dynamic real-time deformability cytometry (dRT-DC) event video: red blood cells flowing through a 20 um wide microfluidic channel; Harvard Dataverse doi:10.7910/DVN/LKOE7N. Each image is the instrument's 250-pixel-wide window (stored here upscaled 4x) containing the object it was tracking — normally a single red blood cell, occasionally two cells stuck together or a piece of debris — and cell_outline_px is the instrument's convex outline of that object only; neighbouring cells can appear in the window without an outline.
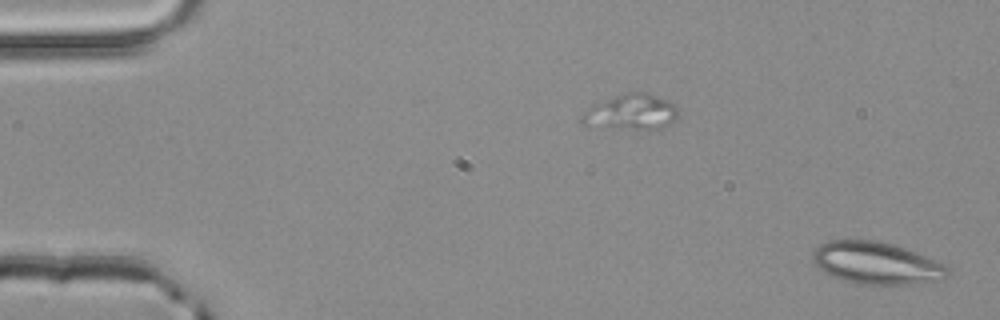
{"species": "common noctule bat (a hibernating species)", "species_latin": "Nyctalus noctula", "temperature_condition": "room temperature", "stored_images_in_passage": 51, "camera_frame_rate_fps": 3000, "um_per_image_px": 0.085, "animal": {"sex": "male", "body_mass_g": 20.4}, "frame": {"image": 1, "passage_image": 1, "time_ms": 0.0, "image_size_px": [1000, 320], "cell_outline_px": [[948, 276], [940, 280], [908, 284], [856, 284], [832, 276], [824, 272], [812, 260], [812, 252], [820, 244], [828, 240], [876, 240], [892, 244], [916, 252], [936, 260], [944, 264], [948, 268]], "centroid_in_image_um": [74.48, 22.36], "position_along_channel_um": 10.5, "area_um2": 33.06}}
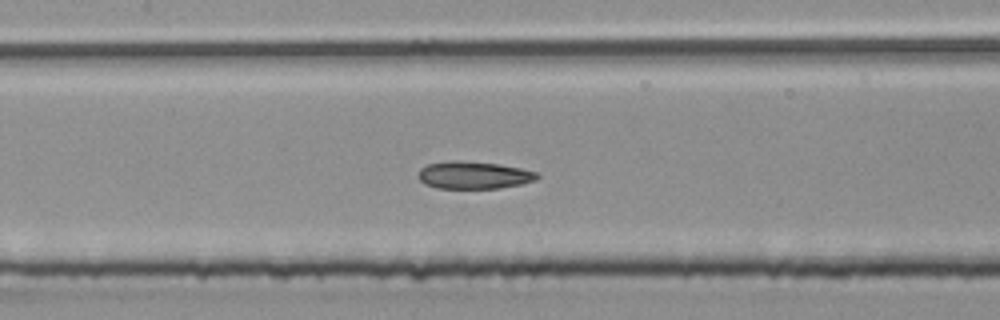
{"frame": {"image": 2, "passage_image": 24, "time_ms": 7.667, "image_size_px": [1000, 320], "cell_outline_px": [[540, 176], [536, 180], [520, 184], [500, 188], [436, 188], [424, 184], [416, 176], [420, 168], [428, 164], [448, 160], [460, 160], [500, 164], [540, 172]], "centroid_in_image_um": [40.26, 14.88], "position_along_channel_um": 167.1, "area_um2": 19.31}}
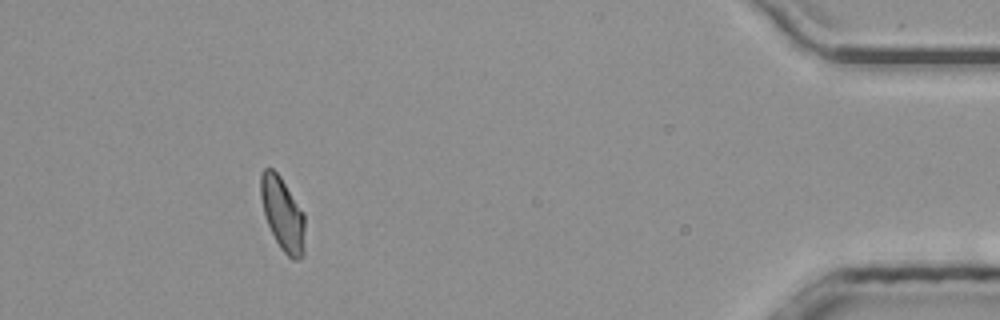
{"frame": {"image": 3, "passage_image": 47, "time_ms": 15.333, "image_size_px": [1000, 320], "cell_outline_px": [[304, 256], [296, 260], [292, 260], [280, 248], [268, 224], [264, 212], [260, 196], [260, 176], [264, 168], [272, 168], [280, 176], [304, 212]], "centroid_in_image_um": [24.03, 18.19], "position_along_channel_um": 411.2, "area_um2": 18.84}, "authors_computed_cell_mechanics": {"area_um2": 19.363, "velocity_mm_per_s": 3.9985, "shape_relaxation_time_tau1_ms": null, "shape_relaxation_time_tau2_ms": 2.9346, "deformation_change_tau1": null, "deformation_change_tau2": 0.0819}}